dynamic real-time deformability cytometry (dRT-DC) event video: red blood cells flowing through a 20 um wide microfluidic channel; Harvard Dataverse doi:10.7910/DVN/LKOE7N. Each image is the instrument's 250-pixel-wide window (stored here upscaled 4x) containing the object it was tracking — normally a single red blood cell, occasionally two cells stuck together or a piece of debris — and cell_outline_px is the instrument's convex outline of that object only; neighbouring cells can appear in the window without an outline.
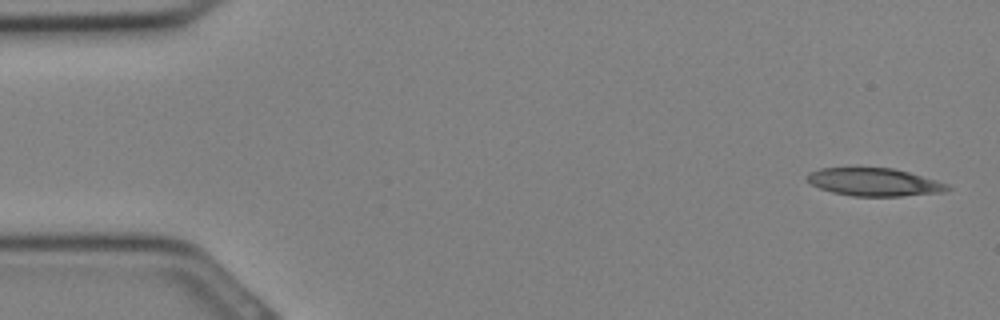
{"species": "Egyptian fruit bat (a non-hibernating species)", "species_latin": "Rousettus aegyptiacus", "temperature_condition": "cold", "stored_images_in_passage": 31, "camera_frame_rate_fps": 3000, "um_per_image_px": 0.085, "animal": {"sex": "female"}, "frame": {"image": 1, "passage_image": 1, "time_ms": 0.0, "image_size_px": [1000, 320], "cell_outline_px": [[952, 188], [944, 192], [900, 196], [852, 196], [832, 192], [820, 188], [812, 184], [804, 176], [808, 172], [820, 168], [892, 168], [908, 172], [936, 180], [948, 184]], "centroid_in_image_um": [74.3, 15.48], "position_along_channel_um": 10.7, "area_um2": 22.72}}
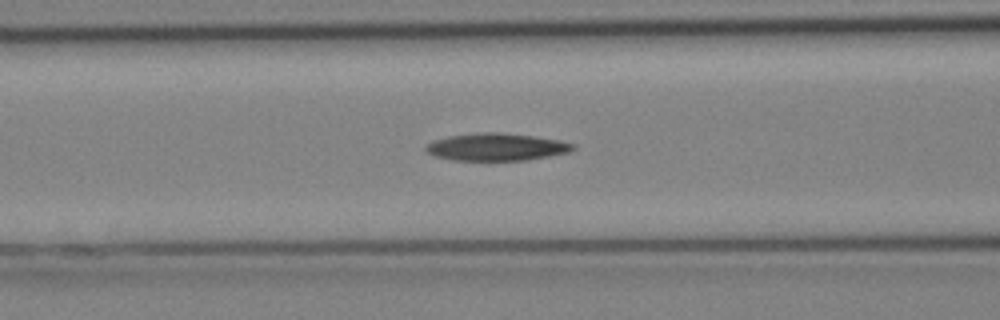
{"frame": {"image": 2, "passage_image": 12, "time_ms": 3.667, "image_size_px": [1000, 320], "cell_outline_px": [[576, 148], [568, 152], [548, 156], [524, 160], [452, 160], [436, 156], [428, 152], [424, 148], [432, 140], [448, 136], [480, 132], [500, 132], [532, 136], [560, 140], [576, 144]], "centroid_in_image_um": [42.2, 12.48], "position_along_channel_um": 124.4, "area_um2": 23.41}}
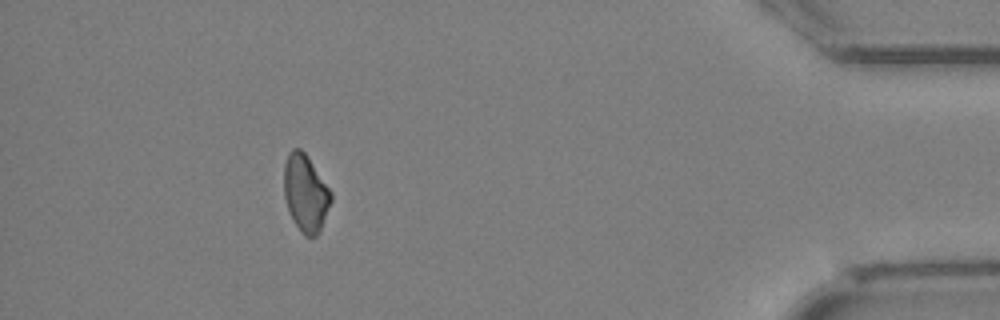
{"frame": {"image": 3, "passage_image": 28, "time_ms": 9.0, "image_size_px": [1000, 320], "cell_outline_px": [[332, 200], [320, 228], [316, 236], [304, 236], [292, 220], [284, 196], [284, 164], [288, 152], [292, 148], [300, 148], [304, 152], [332, 192]], "centroid_in_image_um": [25.95, 16.4], "position_along_channel_um": 409.2, "area_um2": 20.92}}